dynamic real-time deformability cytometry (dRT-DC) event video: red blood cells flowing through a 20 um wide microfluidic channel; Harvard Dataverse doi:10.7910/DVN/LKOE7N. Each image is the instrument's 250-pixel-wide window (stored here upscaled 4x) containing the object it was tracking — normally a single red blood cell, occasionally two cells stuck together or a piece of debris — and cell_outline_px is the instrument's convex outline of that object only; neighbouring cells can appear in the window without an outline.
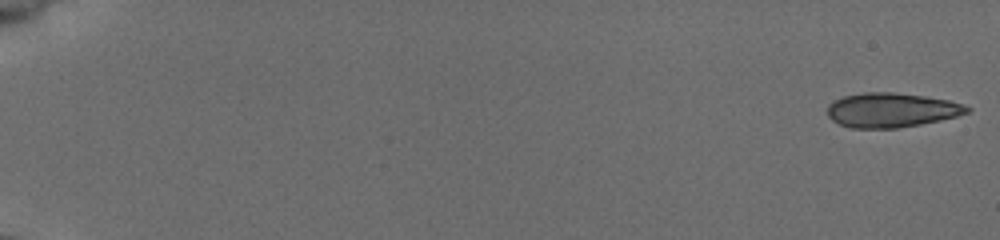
{"species": "common noctule bat (a hibernating species)", "species_latin": "Nyctalus noctula", "temperature_condition": "cold", "stored_images_in_passage": 42, "camera_frame_rate_fps": 3000, "um_per_image_px": 0.085, "animal": {"sex": "female", "body_mass_g": 19.5, "forearm_length_mm": 54.1}, "frame": {"image": 1, "passage_image": 1, "time_ms": 0.0, "image_size_px": [1000, 240], "cell_outline_px": [[972, 108], [968, 112], [956, 116], [940, 120], [920, 124], [896, 128], [852, 128], [840, 124], [832, 120], [828, 116], [828, 104], [844, 96], [864, 92], [892, 92], [924, 96], [948, 100], [964, 104]], "centroid_in_image_um": [75.77, 9.35], "position_along_channel_um": 9.2, "area_um2": 27.86}}
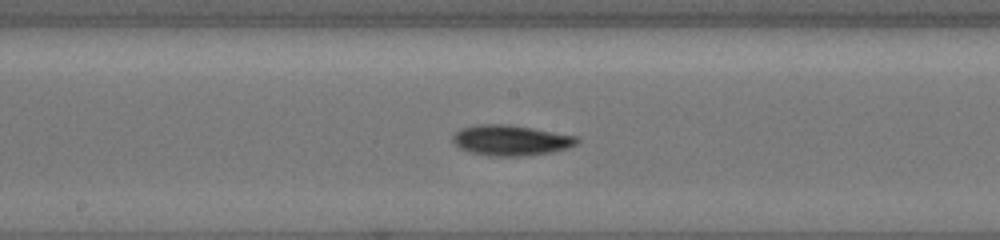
{"frame": {"image": 2, "passage_image": 19, "time_ms": 6.0, "image_size_px": [1000, 240], "cell_outline_px": [[580, 140], [576, 144], [568, 148], [552, 152], [524, 156], [488, 156], [472, 152], [460, 148], [452, 140], [452, 136], [456, 132], [464, 128], [476, 124], [504, 124], [532, 128], [580, 136]], "centroid_in_image_um": [43.47, 11.93], "position_along_channel_um": 204.7, "area_um2": 22.08}}
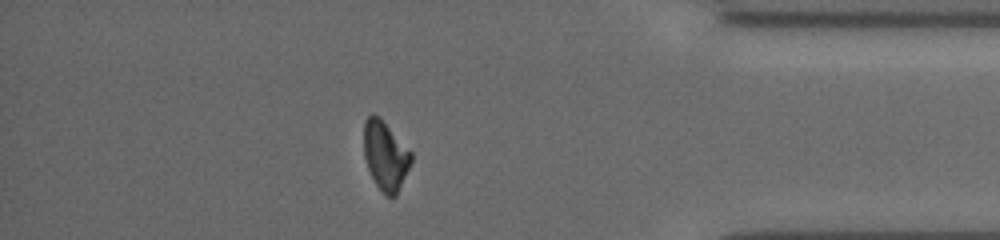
{"frame": {"image": 3, "passage_image": 36, "time_ms": 11.667, "image_size_px": [1000, 240], "cell_outline_px": [[412, 160], [396, 196], [388, 196], [376, 184], [368, 168], [364, 156], [364, 120], [372, 112], [380, 116], [412, 152]], "centroid_in_image_um": [32.75, 13.16], "position_along_channel_um": 402.4, "area_um2": 18.96}, "authors_computed_cell_mechanics": {"area_um2": 21.2415, "velocity_mm_per_s": 3.914, "shape_relaxation_time_tau1_ms": 4.3566, "shape_relaxation_time_tau2_ms": null, "deformation_change_tau1": 0.1389, "deformation_change_tau2": null}}